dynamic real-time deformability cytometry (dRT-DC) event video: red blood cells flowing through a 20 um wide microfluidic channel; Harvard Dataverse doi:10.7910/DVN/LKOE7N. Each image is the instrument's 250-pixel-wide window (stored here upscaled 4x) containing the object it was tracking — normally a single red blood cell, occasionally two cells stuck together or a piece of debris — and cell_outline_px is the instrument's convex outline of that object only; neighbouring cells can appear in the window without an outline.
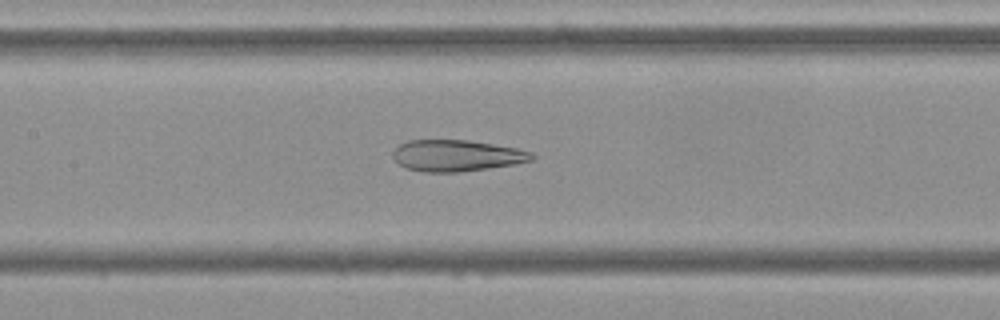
{"species": "Egyptian fruit bat (a non-hibernating species)", "species_latin": "Rousettus aegyptiacus", "temperature_condition": "cold", "stored_images_in_passage": 54, "camera_frame_rate_fps": 3000, "um_per_image_px": 0.085, "frame": {"image": 1, "passage_image": 25, "time_ms": 8.0, "image_size_px": [1000, 320], "cell_outline_px": [[536, 156], [532, 160], [516, 164], [460, 172], [424, 172], [408, 168], [400, 164], [392, 156], [392, 152], [400, 144], [408, 140], [468, 140], [516, 148], [532, 152]], "centroid_in_image_um": [38.83, 13.22], "position_along_channel_um": 168.6, "area_um2": 25.32}}
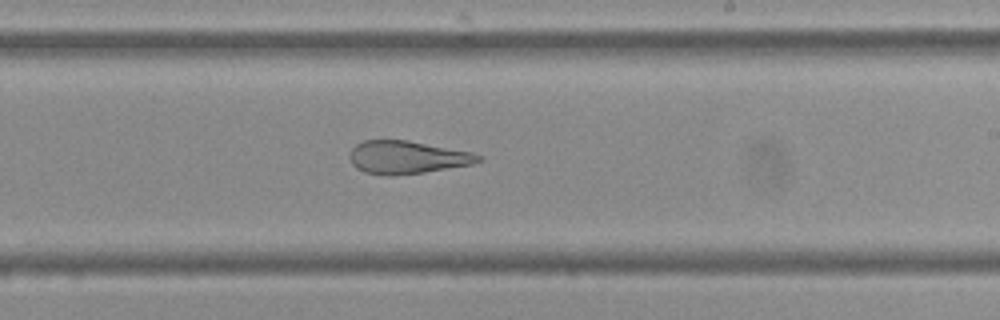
{"frame": {"image": 2, "passage_image": 32, "time_ms": 10.333, "image_size_px": [1000, 320], "cell_outline_px": [[484, 160], [476, 164], [424, 172], [388, 176], [364, 172], [356, 168], [352, 164], [348, 156], [352, 148], [356, 144], [364, 140], [408, 140], [472, 152], [484, 156]], "centroid_in_image_um": [34.63, 13.37], "position_along_channel_um": 254.4, "area_um2": 24.97}}
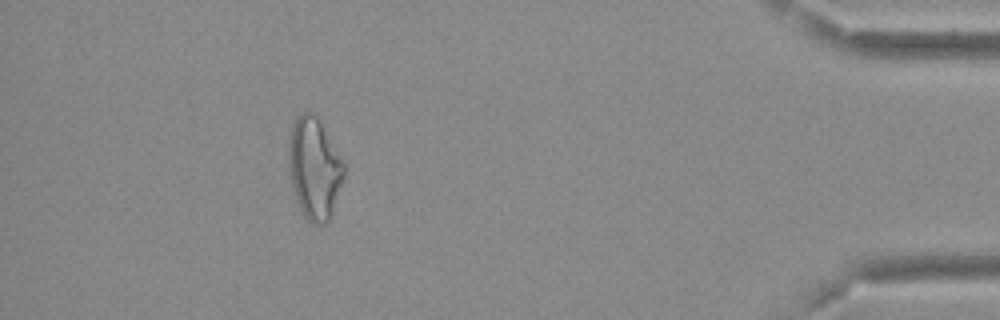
{"frame": {"image": 3, "passage_image": 49, "time_ms": 16.0, "image_size_px": [1000, 320], "cell_outline_px": [[344, 176], [332, 212], [328, 220], [324, 224], [312, 224], [304, 216], [296, 200], [292, 188], [288, 172], [288, 140], [292, 124], [296, 116], [300, 112], [312, 112], [316, 116], [344, 164]], "centroid_in_image_um": [26.66, 14.31], "position_along_channel_um": 408.5, "area_um2": 32.54}}